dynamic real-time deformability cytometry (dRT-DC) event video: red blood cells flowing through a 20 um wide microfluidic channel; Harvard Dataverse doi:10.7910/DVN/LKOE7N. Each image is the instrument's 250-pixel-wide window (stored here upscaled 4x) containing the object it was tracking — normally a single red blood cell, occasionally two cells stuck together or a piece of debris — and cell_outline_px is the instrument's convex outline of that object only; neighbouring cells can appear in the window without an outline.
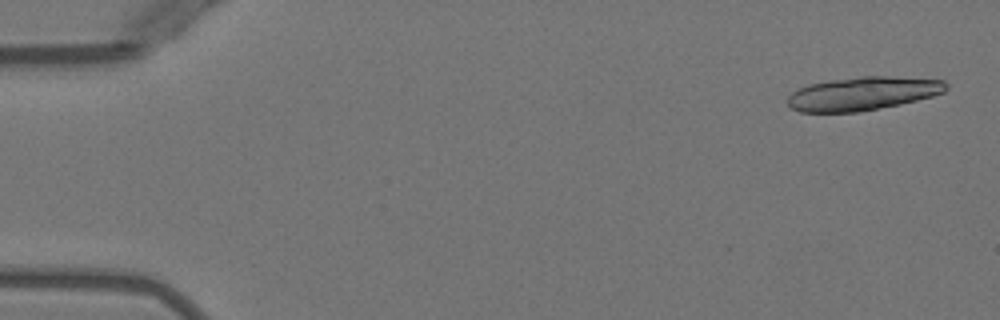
{"species": "Egyptian fruit bat (a non-hibernating species)", "species_latin": "Rousettus aegyptiacus", "temperature_condition": "warm", "stored_images_in_passage": 18, "camera_frame_rate_fps": 3000, "um_per_image_px": 0.085, "animal": {"sex": "female"}, "frame": {"image": 1, "passage_image": 2, "time_ms": 0.333, "image_size_px": [1000, 320], "cell_outline_px": [[948, 88], [944, 92], [932, 96], [900, 104], [860, 112], [800, 112], [792, 108], [788, 104], [788, 96], [792, 92], [808, 84], [828, 80], [860, 76], [888, 76], [944, 80], [948, 84]], "centroid_in_image_um": [73.33, 7.95], "position_along_channel_um": 11.7, "area_um2": 30.98}}